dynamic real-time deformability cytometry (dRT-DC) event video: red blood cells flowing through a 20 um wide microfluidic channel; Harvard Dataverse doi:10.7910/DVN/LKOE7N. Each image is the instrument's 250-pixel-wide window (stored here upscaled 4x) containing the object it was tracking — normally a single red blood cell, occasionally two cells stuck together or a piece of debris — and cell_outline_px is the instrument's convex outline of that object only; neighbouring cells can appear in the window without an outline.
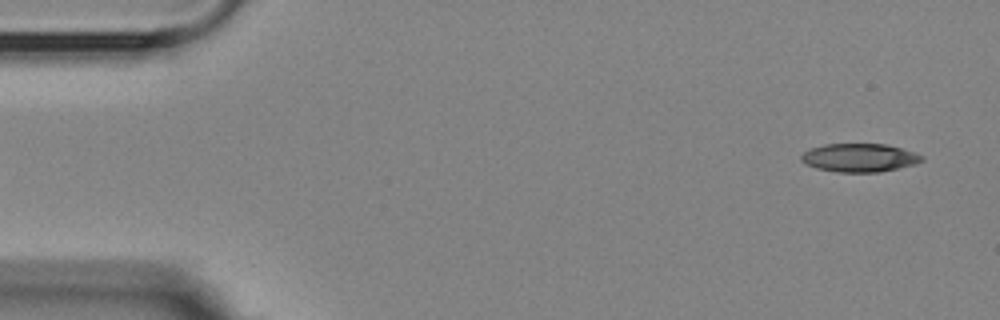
{"species": "Egyptian fruit bat (a non-hibernating species)", "species_latin": "Rousettus aegyptiacus", "temperature_condition": "room temperature", "stored_images_in_passage": 5, "segment_of_instrument_passage": [2, 2], "camera_frame_rate_fps": 3000, "um_per_image_px": 0.085, "animal": {"sex": "female"}, "frame": {"image": 1, "passage_image": 5, "time_ms": 4.667, "image_size_px": [1000, 320], "cell_outline_px": [[924, 160], [916, 164], [880, 172], [836, 172], [816, 168], [800, 160], [800, 156], [804, 152], [812, 148], [824, 144], [884, 144], [900, 148], [924, 156]], "centroid_in_image_um": [73.05, 13.41], "position_along_channel_um": 11.9, "area_um2": 19.83}}